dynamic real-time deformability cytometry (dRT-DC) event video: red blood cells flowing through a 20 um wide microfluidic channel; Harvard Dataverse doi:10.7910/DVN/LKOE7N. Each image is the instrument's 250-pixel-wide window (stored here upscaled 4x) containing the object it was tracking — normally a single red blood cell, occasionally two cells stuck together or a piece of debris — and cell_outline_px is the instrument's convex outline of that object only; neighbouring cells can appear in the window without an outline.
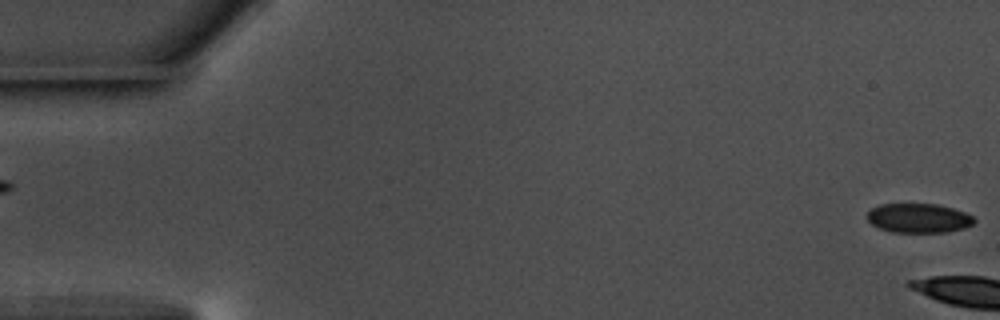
{"species": "common noctule bat (a hibernating species)", "species_latin": "Nyctalus noctula", "temperature_condition": "warm", "stored_images_in_passage": 5, "camera_frame_rate_fps": 3000, "um_per_image_px": 0.085, "animal": {"sex": "male", "body_mass_g": 17.5, "forearm_length_mm": 52.3}, "frame": {"image": 1, "passage_image": 1, "time_ms": 0.0, "image_size_px": [1000, 320], "cell_outline_px": [[976, 220], [972, 224], [964, 228], [944, 232], [892, 232], [880, 228], [872, 224], [868, 220], [868, 212], [872, 208], [880, 204], [936, 204], [952, 208], [964, 212], [972, 216]], "centroid_in_image_um": [78.08, 18.54], "position_along_channel_um": 6.9, "area_um2": 18.09}}